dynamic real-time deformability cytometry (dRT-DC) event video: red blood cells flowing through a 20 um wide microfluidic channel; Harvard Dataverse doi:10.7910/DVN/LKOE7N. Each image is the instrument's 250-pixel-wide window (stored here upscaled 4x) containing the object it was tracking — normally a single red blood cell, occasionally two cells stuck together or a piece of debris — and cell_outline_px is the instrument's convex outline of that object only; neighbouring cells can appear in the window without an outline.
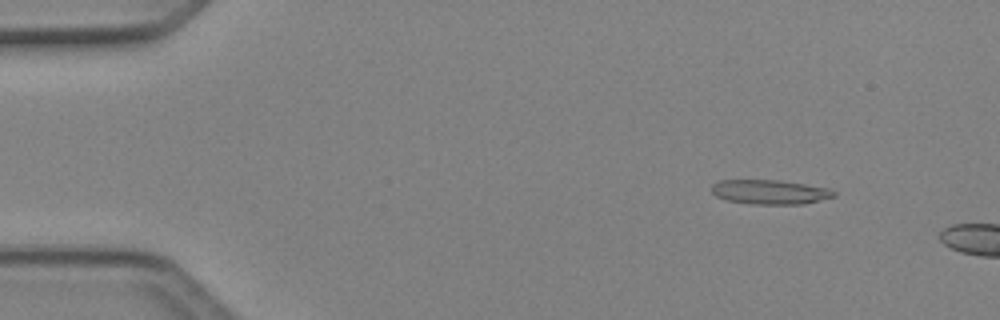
{"species": "Egyptian fruit bat (a non-hibernating species)", "species_latin": "Rousettus aegyptiacus", "temperature_condition": "cold", "stored_images_in_passage": 4, "camera_frame_rate_fps": 3000, "um_per_image_px": 0.085, "animal": {"sex": "female"}, "frame": {"image": 1, "passage_image": 2, "time_ms": 0.333, "image_size_px": [1000, 320], "cell_outline_px": [[836, 196], [804, 204], [748, 204], [724, 200], [716, 196], [712, 192], [712, 184], [720, 180], [780, 180], [828, 188], [836, 192]], "centroid_in_image_um": [65.42, 16.32], "position_along_channel_um": 19.6, "area_um2": 17.51}}